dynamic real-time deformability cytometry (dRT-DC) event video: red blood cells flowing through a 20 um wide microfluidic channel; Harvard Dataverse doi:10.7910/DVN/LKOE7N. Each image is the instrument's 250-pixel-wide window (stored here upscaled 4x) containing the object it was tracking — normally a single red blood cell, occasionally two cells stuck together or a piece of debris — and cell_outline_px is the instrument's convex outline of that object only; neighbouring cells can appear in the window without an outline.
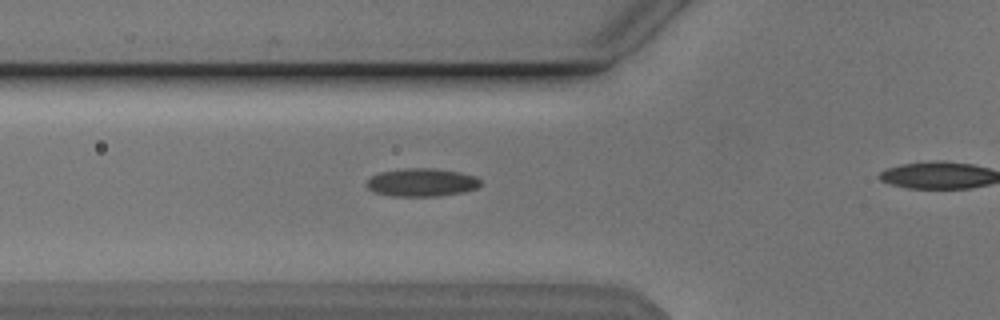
{"species": "Egyptian fruit bat (a non-hibernating species)", "species_latin": "Rousettus aegyptiacus", "temperature_condition": "cold", "stored_images_in_passage": 33, "camera_frame_rate_fps": 3000, "um_per_image_px": 0.085, "animal": {"sex": "male"}, "frame": {"image": 1, "passage_image": 7, "time_ms": 2.0, "image_size_px": [1000, 320], "cell_outline_px": [[480, 184], [476, 188], [464, 192], [436, 196], [392, 196], [372, 192], [364, 184], [372, 176], [380, 172], [404, 168], [432, 168], [460, 172], [476, 176], [480, 180]], "centroid_in_image_um": [35.82, 15.5], "position_along_channel_um": 90.0, "area_um2": 18.73}}
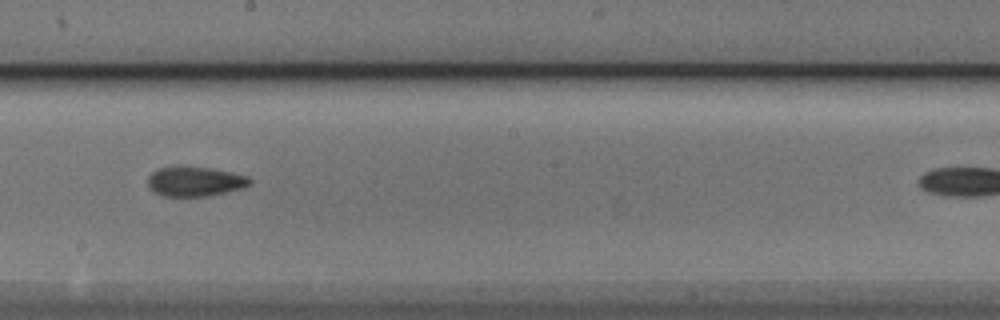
{"frame": {"image": 2, "passage_image": 18, "time_ms": 5.667, "image_size_px": [1000, 320], "cell_outline_px": [[252, 184], [244, 188], [208, 196], [160, 196], [152, 192], [148, 184], [148, 176], [152, 172], [160, 168], [208, 168], [232, 172], [248, 176], [252, 180]], "centroid_in_image_um": [16.6, 15.46], "position_along_channel_um": 231.6, "area_um2": 17.46}}
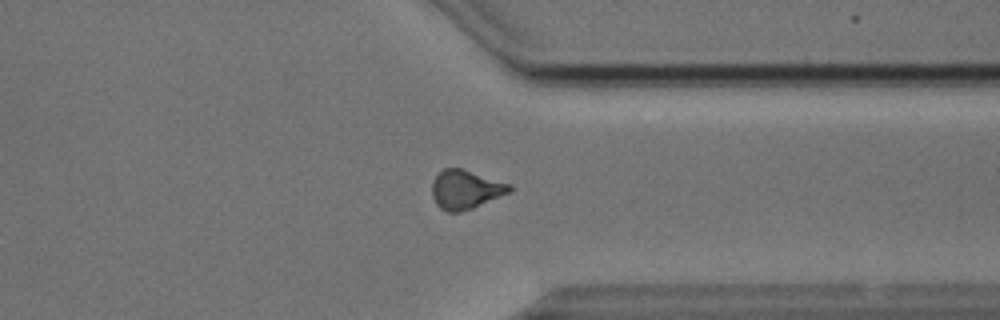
{"frame": {"image": 3, "passage_image": 29, "time_ms": 9.333, "image_size_px": [1000, 320], "cell_outline_px": [[512, 188], [508, 192], [472, 208], [460, 212], [448, 212], [440, 208], [436, 204], [432, 196], [432, 180], [444, 168], [460, 168], [512, 184]], "centroid_in_image_um": [39.54, 16.1], "position_along_channel_um": 371.9, "area_um2": 17.34}}